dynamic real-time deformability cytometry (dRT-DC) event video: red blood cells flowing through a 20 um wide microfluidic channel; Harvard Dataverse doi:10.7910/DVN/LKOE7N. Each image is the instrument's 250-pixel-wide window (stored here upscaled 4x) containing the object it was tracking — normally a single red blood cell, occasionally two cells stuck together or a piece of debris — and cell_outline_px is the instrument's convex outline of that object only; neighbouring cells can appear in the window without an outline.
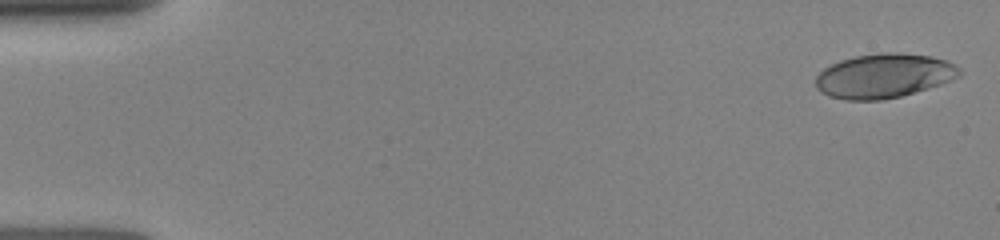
{"species": "human", "species_latin": "Homo sapiens", "temperature_condition": "room temperature", "stored_images_in_passage": 29, "camera_frame_rate_fps": 3000, "um_per_image_px": 0.085, "donor": {"sex": "female"}, "frame": {"image": 1, "passage_image": 1, "time_ms": 0.0, "image_size_px": [1000, 240], "cell_outline_px": [[960, 76], [940, 84], [900, 96], [880, 100], [848, 100], [828, 96], [820, 92], [816, 88], [816, 76], [824, 68], [840, 60], [856, 56], [884, 52], [896, 52], [932, 56], [948, 60], [956, 64], [960, 68]], "centroid_in_image_um": [75.13, 6.44], "position_along_channel_um": 9.9, "area_um2": 37.11}}
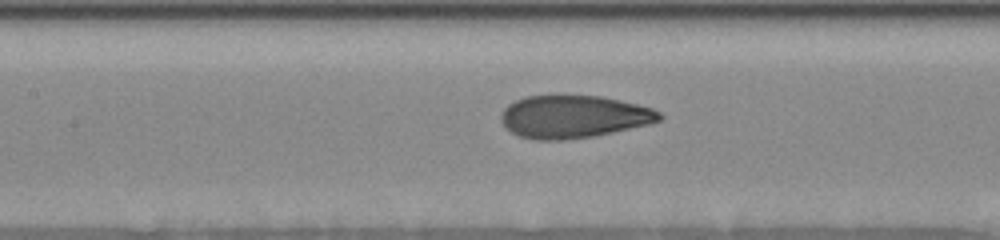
{"frame": {"image": 2, "passage_image": 16, "time_ms": 7.0, "image_size_px": [1000, 240], "cell_outline_px": [[664, 116], [660, 120], [648, 124], [596, 136], [564, 140], [536, 140], [520, 136], [512, 132], [500, 120], [500, 116], [504, 108], [508, 104], [524, 96], [556, 92], [564, 92], [600, 96], [620, 100], [652, 108], [660, 112]], "centroid_in_image_um": [48.72, 9.87], "position_along_channel_um": 158.7, "area_um2": 40.46}}
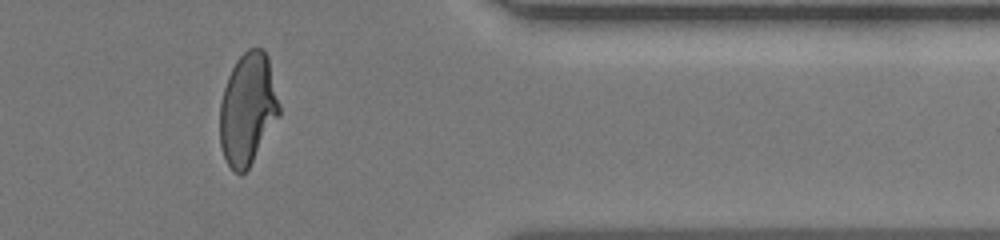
{"frame": {"image": 3, "passage_image": 27, "time_ms": 13.0, "image_size_px": [1000, 240], "cell_outline_px": [[280, 116], [248, 168], [240, 176], [228, 164], [224, 156], [220, 144], [220, 104], [224, 88], [228, 76], [236, 60], [248, 48], [264, 48], [268, 56], [280, 104]], "centroid_in_image_um": [21.07, 9.24], "position_along_channel_um": 390.3, "area_um2": 38.73}}